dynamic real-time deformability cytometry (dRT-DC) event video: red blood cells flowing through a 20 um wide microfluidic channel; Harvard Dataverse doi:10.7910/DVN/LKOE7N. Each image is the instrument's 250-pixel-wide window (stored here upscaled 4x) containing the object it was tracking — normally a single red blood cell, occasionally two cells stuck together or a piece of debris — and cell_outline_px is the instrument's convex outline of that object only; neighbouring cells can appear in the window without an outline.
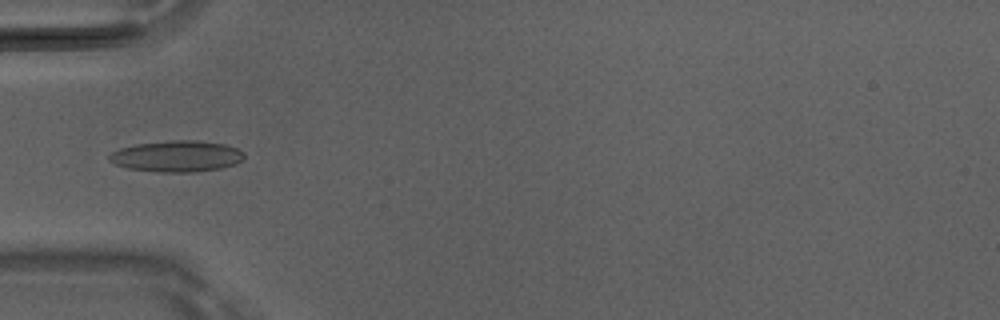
{"species": "Egyptian fruit bat (a non-hibernating species)", "species_latin": "Rousettus aegyptiacus", "temperature_condition": "room temperature", "stored_images_in_passage": 34, "camera_frame_rate_fps": 3000, "um_per_image_px": 0.085, "animal": {"sex": "male"}, "frame": {"image": 1, "passage_image": 1, "time_ms": 0.0, "image_size_px": [1000, 320], "cell_outline_px": [[244, 160], [236, 164], [220, 168], [196, 172], [160, 172], [128, 168], [116, 164], [108, 160], [108, 156], [112, 152], [120, 148], [136, 144], [172, 140], [196, 140], [224, 144], [236, 148], [244, 152]], "centroid_in_image_um": [15.05, 13.28], "position_along_channel_um": 70.0, "area_um2": 24.57}}
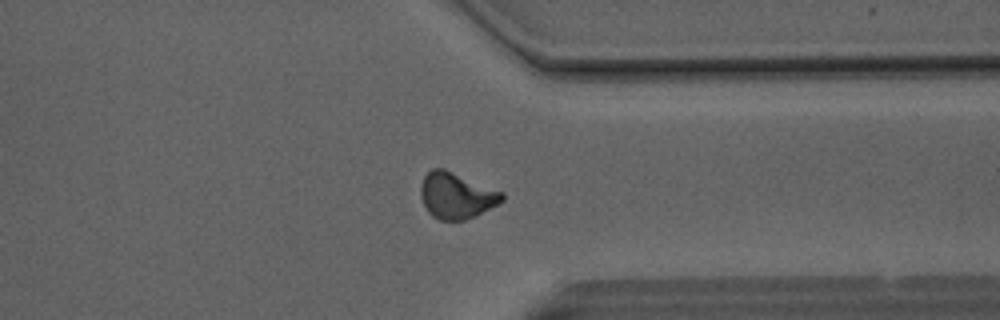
{"frame": {"image": 2, "passage_image": 23, "time_ms": 7.333, "image_size_px": [1000, 320], "cell_outline_px": [[504, 200], [476, 216], [464, 220], [440, 220], [432, 216], [428, 212], [420, 196], [420, 188], [424, 176], [432, 168], [444, 168], [504, 192]], "centroid_in_image_um": [38.79, 16.62], "position_along_channel_um": 372.6, "area_um2": 21.91}}
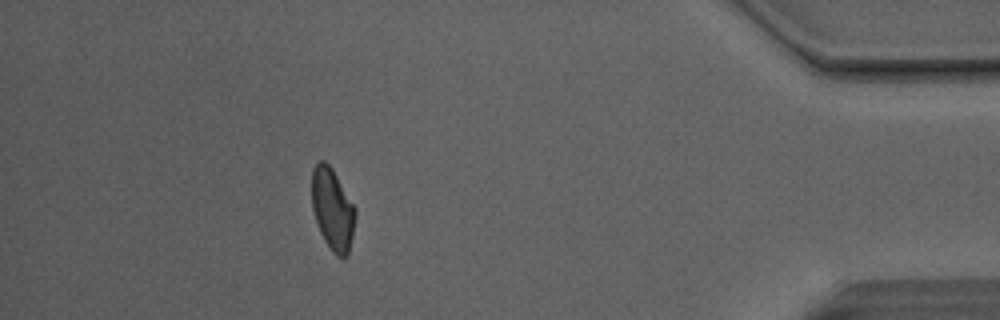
{"frame": {"image": 3, "passage_image": 29, "time_ms": 9.333, "image_size_px": [1000, 320], "cell_outline_px": [[356, 216], [352, 236], [348, 252], [344, 256], [336, 256], [332, 252], [324, 240], [320, 232], [312, 208], [312, 168], [320, 160], [324, 160], [332, 168], [356, 208]], "centroid_in_image_um": [28.26, 17.76], "position_along_channel_um": 406.9, "area_um2": 20.63}, "authors_computed_cell_mechanics": {"area_um2": 21.0392, "velocity_mm_per_s": 4.152, "shape_relaxation_time_tau1_ms": null, "shape_relaxation_time_tau2_ms": 3.5757, "deformation_change_tau1": null, "deformation_change_tau2": 0.1113}}